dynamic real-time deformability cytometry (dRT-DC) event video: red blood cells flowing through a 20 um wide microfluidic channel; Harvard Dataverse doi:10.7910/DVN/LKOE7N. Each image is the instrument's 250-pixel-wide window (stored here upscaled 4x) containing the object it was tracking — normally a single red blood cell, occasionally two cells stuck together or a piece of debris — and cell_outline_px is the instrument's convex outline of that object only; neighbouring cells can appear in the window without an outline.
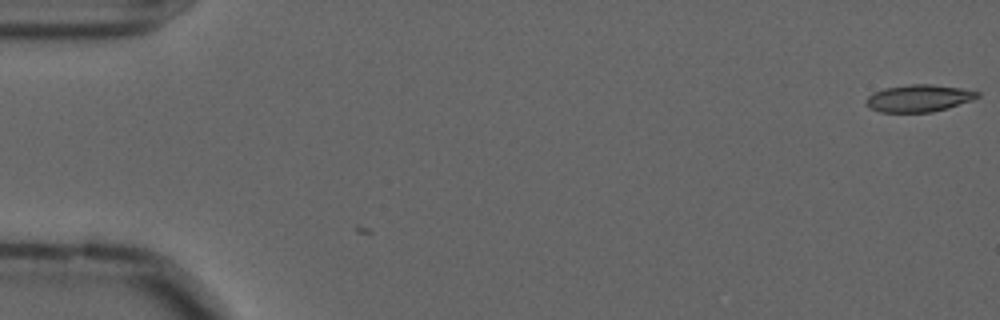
{"species": "common noctule bat (a hibernating species)", "species_latin": "Nyctalus noctula", "temperature_condition": "cold", "stored_images_in_passage": 2, "camera_frame_rate_fps": 3000, "um_per_image_px": 0.085, "animal": {"sex": "male", "forearm_length_mm": 52.5}, "frame": {"image": 1, "passage_image": 1, "time_ms": 0.0, "image_size_px": [1000, 320], "cell_outline_px": [[980, 96], [972, 100], [948, 108], [932, 112], [880, 112], [868, 108], [864, 100], [872, 92], [884, 88], [912, 84], [932, 84], [960, 88], [980, 92]], "centroid_in_image_um": [78.06, 8.35], "position_along_channel_um": 6.9, "area_um2": 17.74}}